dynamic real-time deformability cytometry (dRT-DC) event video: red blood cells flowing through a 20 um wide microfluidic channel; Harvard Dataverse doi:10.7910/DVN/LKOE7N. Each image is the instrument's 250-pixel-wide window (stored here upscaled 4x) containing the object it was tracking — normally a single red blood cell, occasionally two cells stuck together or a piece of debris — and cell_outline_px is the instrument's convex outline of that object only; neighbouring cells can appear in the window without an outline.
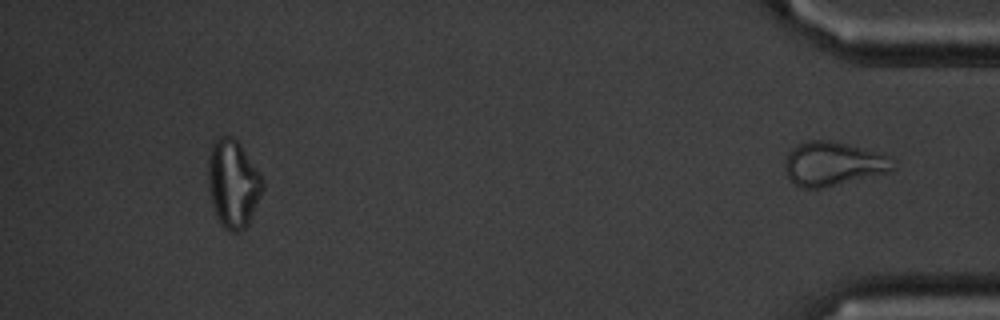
{"species": "common noctule bat (a hibernating species)", "species_latin": "Nyctalus noctula", "temperature_condition": "cold", "stored_images_in_passage": 37, "segment_of_instrument_passage": [2, 2], "camera_frame_rate_fps": 3000, "um_per_image_px": 0.085, "animal": {"sex": "male", "body_mass_g": 20.1, "forearm_length_mm": 53.5}, "frame": {"image": 1, "passage_image": 37, "time_ms": 12.0, "image_size_px": [1000, 320], "cell_outline_px": [[896, 168], [884, 172], [824, 188], [804, 188], [796, 184], [788, 176], [784, 168], [784, 160], [788, 152], [792, 148], [808, 140], [828, 140], [848, 144], [884, 156]], "centroid_in_image_um": [70.69, 13.92], "position_along_channel_um": 364.5, "area_um2": 26.76}}